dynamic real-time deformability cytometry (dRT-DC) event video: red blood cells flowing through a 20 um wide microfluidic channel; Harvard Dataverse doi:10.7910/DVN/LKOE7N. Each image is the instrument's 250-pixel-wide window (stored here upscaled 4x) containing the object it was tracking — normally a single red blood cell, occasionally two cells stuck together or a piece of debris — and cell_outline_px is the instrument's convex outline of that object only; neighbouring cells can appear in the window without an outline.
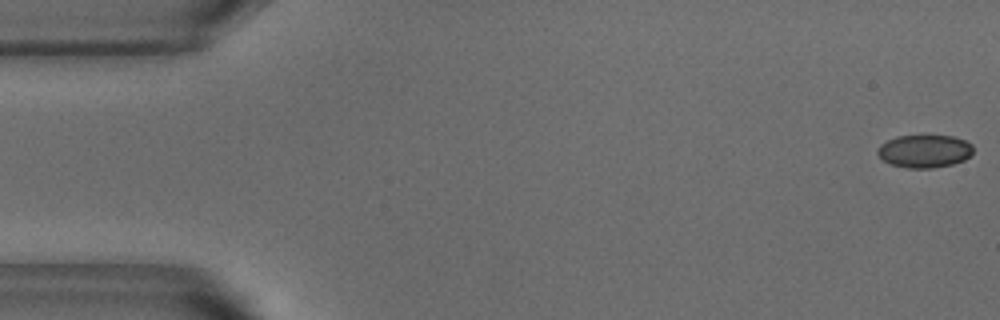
{"species": "common noctule bat (a hibernating species)", "species_latin": "Nyctalus noctula", "temperature_condition": "warm", "stored_images_in_passage": 52, "camera_frame_rate_fps": 3000, "um_per_image_px": 0.085, "animal": {"sex": "male", "body_mass_g": 18.8}, "frame": {"image": 1, "passage_image": 1, "time_ms": 0.0, "image_size_px": [1000, 320], "cell_outline_px": [[972, 152], [964, 160], [952, 164], [932, 168], [908, 168], [892, 164], [884, 160], [876, 152], [880, 144], [896, 136], [952, 136], [964, 140], [972, 144]], "centroid_in_image_um": [78.57, 12.85], "position_along_channel_um": 6.4, "area_um2": 18.09}}
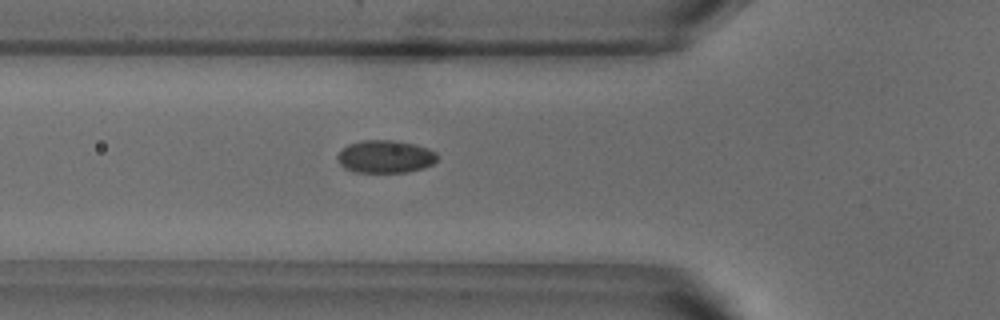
{"frame": {"image": 2, "passage_image": 18, "time_ms": 5.667, "image_size_px": [1000, 320], "cell_outline_px": [[436, 160], [432, 164], [424, 168], [408, 172], [356, 172], [344, 168], [340, 164], [336, 156], [348, 144], [360, 140], [392, 140], [416, 144], [428, 148], [436, 152]], "centroid_in_image_um": [32.75, 13.31], "position_along_channel_um": 93.1, "area_um2": 19.07}}
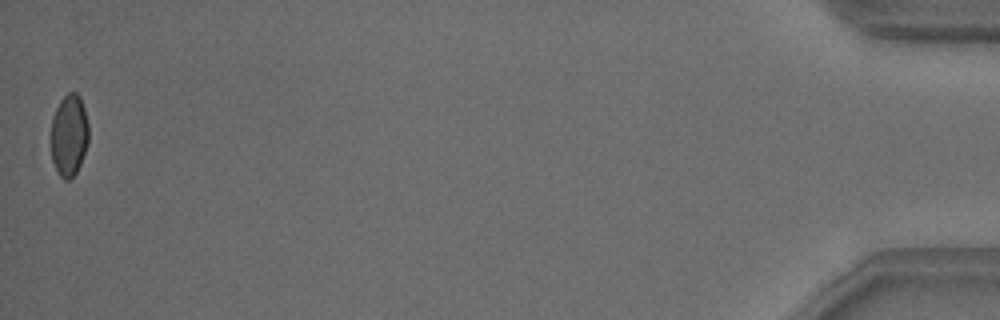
{"frame": {"image": 3, "passage_image": 52, "time_ms": 17.0, "image_size_px": [1000, 320], "cell_outline_px": [[88, 144], [80, 164], [76, 172], [68, 180], [64, 180], [60, 176], [52, 160], [52, 116], [60, 100], [68, 92], [76, 92], [80, 96], [84, 108], [88, 124]], "centroid_in_image_um": [5.88, 11.47], "position_along_channel_um": 429.3, "area_um2": 17.86}, "authors_computed_cell_mechanics": {"area_um2": 18.9295, "velocity_mm_per_s": 3.8342, "shape_relaxation_time_tau1_ms": 7.6761, "shape_relaxation_time_tau2_ms": null, "deformation_change_tau1": 0.124, "deformation_change_tau2": null}}